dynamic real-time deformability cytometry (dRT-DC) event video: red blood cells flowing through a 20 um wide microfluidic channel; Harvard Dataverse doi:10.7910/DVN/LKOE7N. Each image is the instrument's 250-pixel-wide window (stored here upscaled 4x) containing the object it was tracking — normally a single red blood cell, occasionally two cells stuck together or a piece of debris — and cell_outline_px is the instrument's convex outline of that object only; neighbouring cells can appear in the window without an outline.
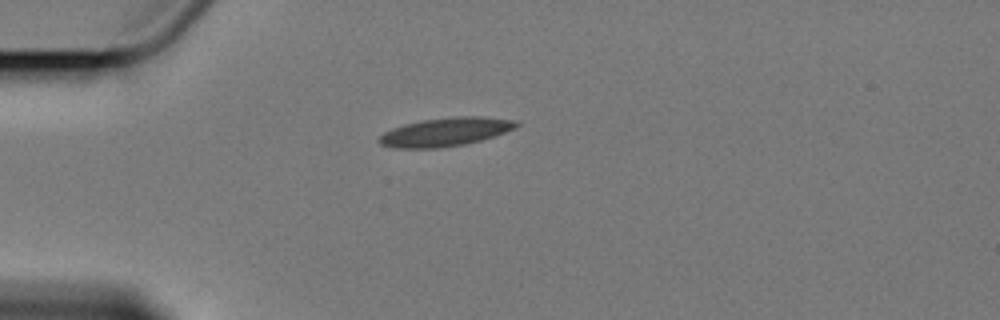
{"species": "Egyptian fruit bat (a non-hibernating species)", "species_latin": "Rousettus aegyptiacus", "temperature_condition": "cold", "stored_images_in_passage": 1, "camera_frame_rate_fps": 3000, "um_per_image_px": 0.085, "animal": {"sex": "female"}, "frame": {"image": 1, "passage_image": 1, "time_ms": 0.0, "image_size_px": [1000, 320], "cell_outline_px": [[520, 124], [516, 128], [480, 140], [464, 144], [436, 148], [396, 148], [380, 144], [376, 140], [384, 132], [392, 128], [404, 124], [420, 120], [452, 116], [484, 116], [520, 120]], "centroid_in_image_um": [37.87, 11.19], "position_along_channel_um": 47.1, "area_um2": 23.0}}